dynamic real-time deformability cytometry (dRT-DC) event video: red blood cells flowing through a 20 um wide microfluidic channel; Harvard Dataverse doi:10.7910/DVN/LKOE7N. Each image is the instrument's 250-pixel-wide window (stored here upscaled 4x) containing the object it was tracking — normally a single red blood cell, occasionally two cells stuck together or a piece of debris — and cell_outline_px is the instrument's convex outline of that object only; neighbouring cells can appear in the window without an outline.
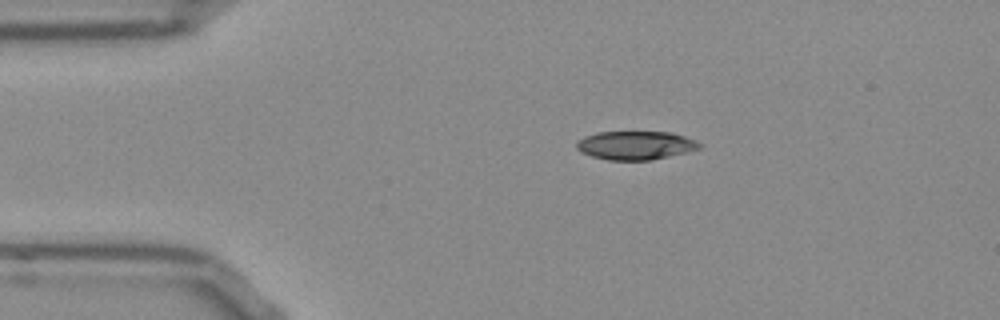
{"species": "Egyptian fruit bat (a non-hibernating species)", "species_latin": "Rousettus aegyptiacus", "temperature_condition": "room temperature", "stored_images_in_passage": 15, "camera_frame_rate_fps": 3000, "um_per_image_px": 0.085, "frame": {"image": 1, "passage_image": 9, "time_ms": 2.667, "image_size_px": [1000, 320], "cell_outline_px": [[704, 144], [700, 148], [688, 152], [652, 160], [608, 160], [592, 156], [580, 152], [576, 148], [576, 140], [584, 136], [596, 132], [672, 132], [696, 140]], "centroid_in_image_um": [54.02, 12.35], "position_along_channel_um": 31.0, "area_um2": 20.75}}